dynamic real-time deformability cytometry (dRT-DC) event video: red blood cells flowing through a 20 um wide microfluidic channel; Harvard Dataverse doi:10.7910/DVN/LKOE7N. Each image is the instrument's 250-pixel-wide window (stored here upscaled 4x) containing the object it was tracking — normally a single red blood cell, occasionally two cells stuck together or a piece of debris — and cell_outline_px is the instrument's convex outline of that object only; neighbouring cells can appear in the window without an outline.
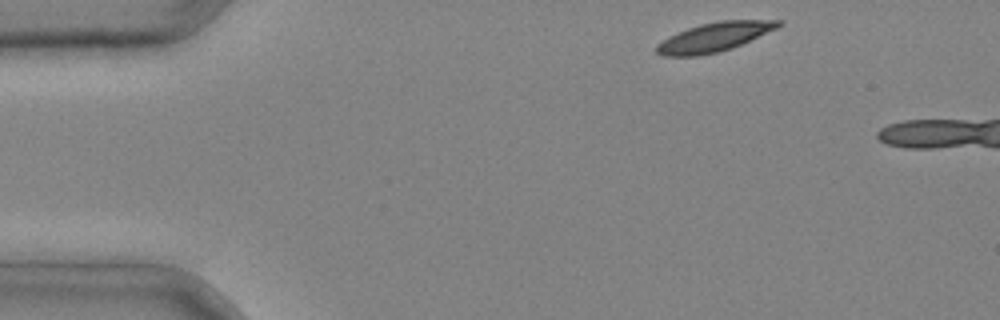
{"species": "common noctule bat (a hibernating species)", "species_latin": "Nyctalus noctula", "temperature_condition": "cold", "stored_images_in_passage": 3, "camera_frame_rate_fps": 3000, "um_per_image_px": 0.085, "animal": {"sex": "male", "body_mass_g": 20.4}, "frame": {"image": 1, "passage_image": 3, "time_ms": 0.667, "image_size_px": [1000, 320], "cell_outline_px": [[784, 24], [776, 28], [732, 48], [716, 52], [696, 56], [660, 56], [656, 52], [656, 44], [668, 36], [688, 28], [700, 24], [720, 20], [780, 20]], "centroid_in_image_um": [60.67, 3.15], "position_along_channel_um": 24.3, "area_um2": 20.46}}